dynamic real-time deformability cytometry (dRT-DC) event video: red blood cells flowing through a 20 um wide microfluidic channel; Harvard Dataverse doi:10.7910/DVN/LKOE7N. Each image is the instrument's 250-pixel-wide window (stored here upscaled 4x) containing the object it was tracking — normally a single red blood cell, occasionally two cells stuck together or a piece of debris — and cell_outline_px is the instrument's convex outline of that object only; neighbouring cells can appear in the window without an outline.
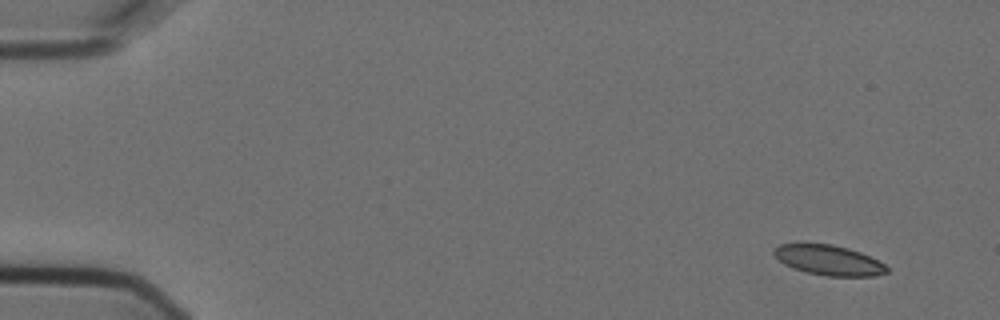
{"species": "Egyptian fruit bat (a non-hibernating species)", "species_latin": "Rousettus aegyptiacus", "temperature_condition": "cold", "stored_images_in_passage": 4, "camera_frame_rate_fps": 3000, "um_per_image_px": 0.085, "animal": {"sex": "female"}, "frame": {"image": 1, "passage_image": 1, "time_ms": 0.0, "image_size_px": [1000, 320], "cell_outline_px": [[888, 272], [876, 276], [828, 276], [808, 272], [792, 268], [784, 264], [772, 252], [780, 244], [832, 244], [848, 248], [860, 252], [884, 264], [888, 268]], "centroid_in_image_um": [70.46, 22.12], "position_along_channel_um": 14.5, "area_um2": 19.48}}
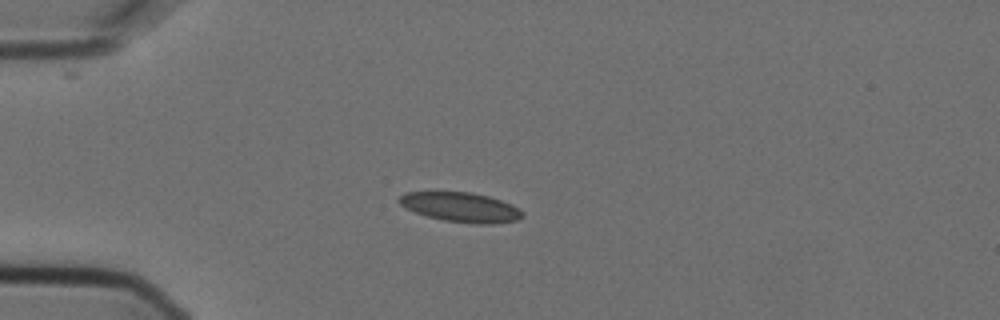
{"frame": {"image": 2, "passage_image": 4, "time_ms": 1.0, "image_size_px": [1000, 320], "cell_outline_px": [[524, 216], [516, 220], [492, 224], [476, 224], [444, 220], [428, 216], [416, 212], [400, 204], [396, 200], [404, 192], [472, 192], [488, 196], [512, 204], [524, 212]], "centroid_in_image_um": [39.19, 17.6], "position_along_channel_um": 45.8, "area_um2": 21.15}}